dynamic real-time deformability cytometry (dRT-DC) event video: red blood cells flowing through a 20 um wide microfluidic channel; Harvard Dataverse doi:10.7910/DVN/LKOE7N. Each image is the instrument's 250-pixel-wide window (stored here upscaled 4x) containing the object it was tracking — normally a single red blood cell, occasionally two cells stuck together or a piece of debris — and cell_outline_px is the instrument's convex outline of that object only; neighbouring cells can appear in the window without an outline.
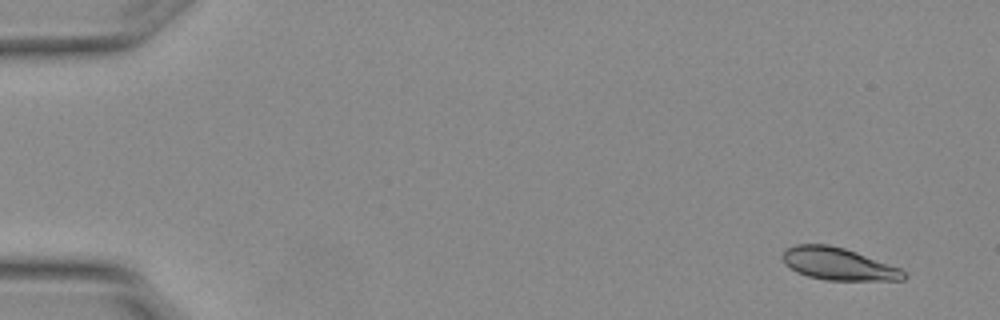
{"species": "Egyptian fruit bat (a non-hibernating species)", "species_latin": "Rousettus aegyptiacus", "temperature_condition": "warm", "stored_images_in_passage": 7, "camera_frame_rate_fps": 3000, "um_per_image_px": 0.085, "animal": {"sex": "female"}, "frame": {"image": 1, "passage_image": 1, "time_ms": 0.0, "image_size_px": [1000, 320], "cell_outline_px": [[908, 276], [904, 280], [824, 280], [808, 276], [796, 272], [784, 260], [784, 252], [788, 248], [796, 244], [828, 244], [844, 248], [856, 252], [900, 268]], "centroid_in_image_um": [71.29, 22.44], "position_along_channel_um": 13.7, "area_um2": 22.48}}
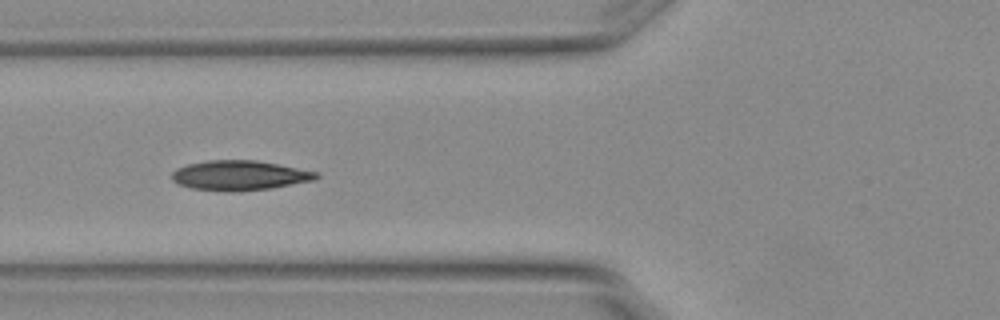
{"frame": {"image": 2, "passage_image": 6, "time_ms": 1.667, "image_size_px": [1000, 320], "cell_outline_px": [[320, 176], [316, 180], [272, 188], [240, 192], [228, 192], [192, 188], [180, 184], [172, 180], [172, 172], [176, 168], [188, 164], [208, 160], [256, 160], [316, 172]], "centroid_in_image_um": [20.36, 14.92], "position_along_channel_um": 105.4, "area_um2": 25.09}}
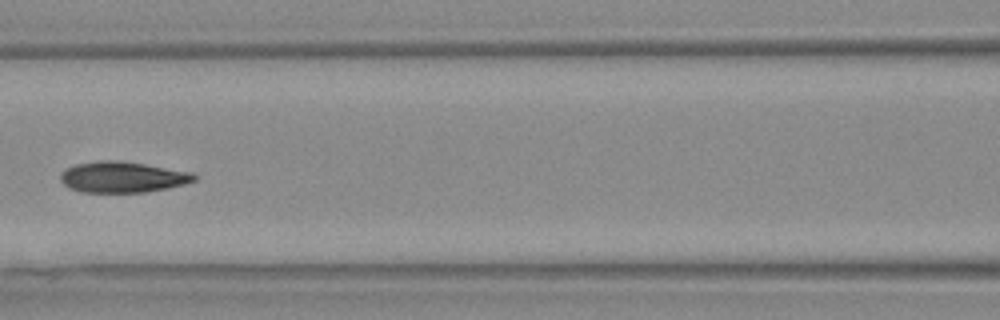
{"frame": {"image": 3, "passage_image": 7, "time_ms": 2.0, "image_size_px": [1000, 320], "cell_outline_px": [[196, 180], [184, 184], [168, 188], [144, 192], [80, 192], [68, 188], [60, 180], [60, 176], [68, 168], [76, 164], [100, 160], [116, 160], [144, 164], [192, 172], [196, 176]], "centroid_in_image_um": [10.41, 15.06], "position_along_channel_um": 156.2, "area_um2": 23.93}}